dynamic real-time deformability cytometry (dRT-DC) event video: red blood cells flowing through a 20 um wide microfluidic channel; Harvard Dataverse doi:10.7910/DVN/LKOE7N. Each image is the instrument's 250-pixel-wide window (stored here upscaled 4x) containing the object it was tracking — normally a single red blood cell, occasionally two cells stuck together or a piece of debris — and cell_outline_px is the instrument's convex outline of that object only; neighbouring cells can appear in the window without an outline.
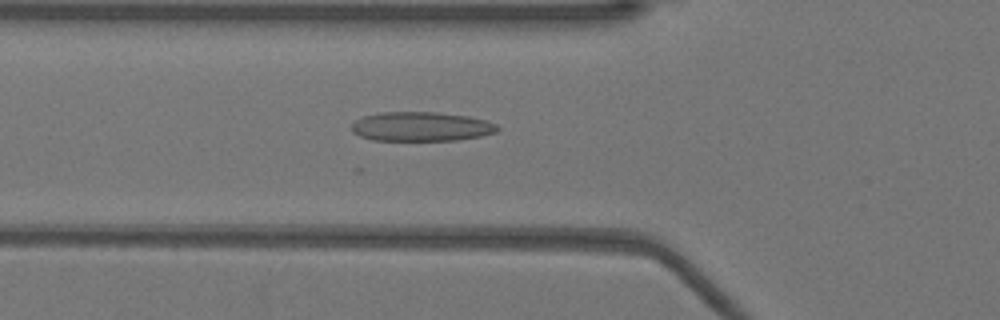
{"species": "Egyptian fruit bat (a non-hibernating species)", "species_latin": "Rousettus aegyptiacus", "temperature_condition": "warm", "stored_images_in_passage": 27, "camera_frame_rate_fps": 3000, "um_per_image_px": 0.085, "animal": {"sex": "female"}, "frame": {"image": 1, "passage_image": 4, "time_ms": 1.0, "image_size_px": [1000, 320], "cell_outline_px": [[500, 128], [496, 132], [480, 136], [456, 140], [372, 140], [360, 136], [352, 132], [352, 124], [356, 120], [364, 116], [380, 112], [436, 112], [468, 116], [484, 120], [496, 124]], "centroid_in_image_um": [35.79, 10.75], "position_along_channel_um": 90.0, "area_um2": 24.8}}
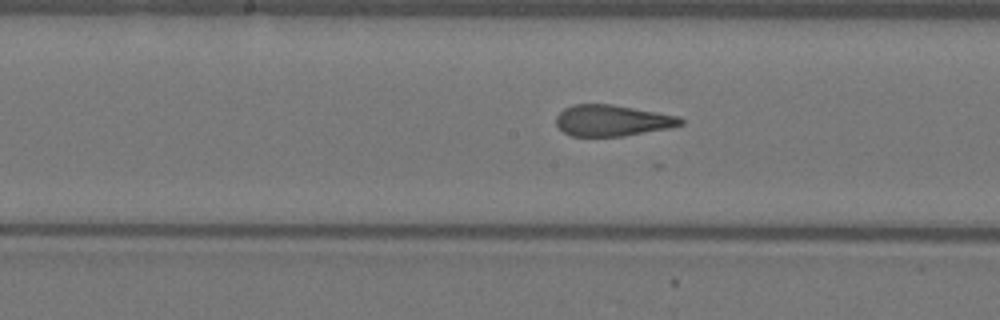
{"frame": {"image": 2, "passage_image": 12, "time_ms": 3.667, "image_size_px": [1000, 320], "cell_outline_px": [[684, 124], [672, 128], [624, 136], [572, 136], [564, 132], [556, 124], [556, 116], [564, 108], [572, 104], [612, 104], [680, 116], [684, 120]], "centroid_in_image_um": [52.08, 10.24], "position_along_channel_um": 196.1, "area_um2": 22.83}}
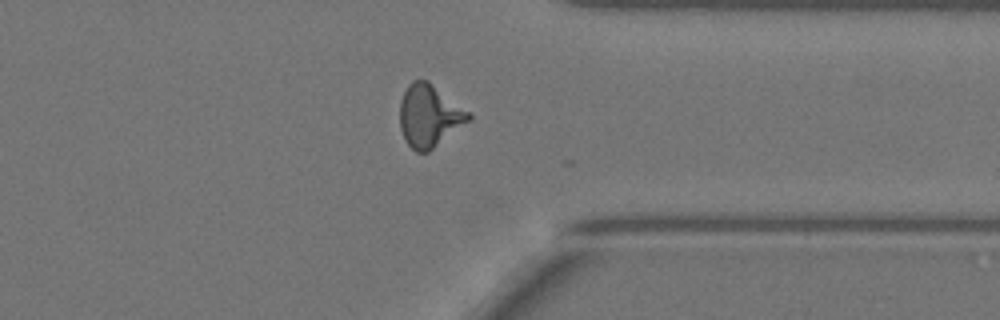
{"frame": {"image": 3, "passage_image": 26, "time_ms": 8.333, "image_size_px": [1000, 320], "cell_outline_px": [[472, 120], [428, 152], [416, 152], [404, 140], [400, 128], [400, 100], [408, 84], [412, 80], [428, 80], [472, 112]], "centroid_in_image_um": [36.53, 9.83], "position_along_channel_um": 374.9, "area_um2": 25.49}}